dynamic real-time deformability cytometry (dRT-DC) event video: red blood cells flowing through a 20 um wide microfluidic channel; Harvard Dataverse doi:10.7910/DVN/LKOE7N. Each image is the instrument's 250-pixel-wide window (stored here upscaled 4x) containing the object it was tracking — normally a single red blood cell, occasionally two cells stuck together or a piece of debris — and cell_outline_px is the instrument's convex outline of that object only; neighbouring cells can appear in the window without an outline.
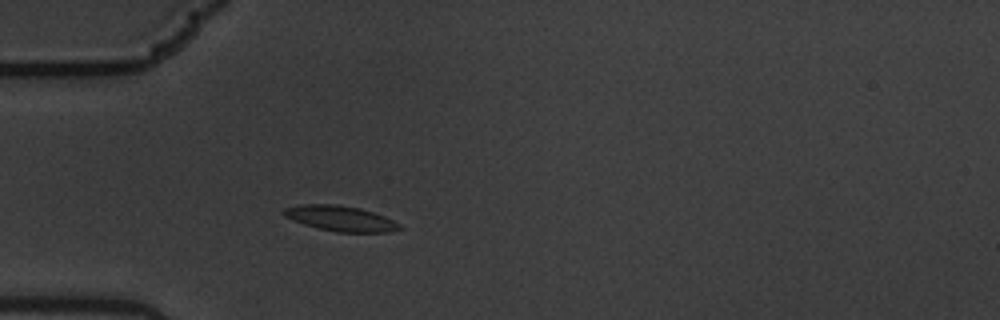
{"species": "common noctule bat (a hibernating species)", "species_latin": "Nyctalus noctula", "temperature_condition": "warm", "stored_images_in_passage": 4, "camera_frame_rate_fps": 3000, "um_per_image_px": 0.085, "animal": {"sex": "male", "body_mass_g": 19.5, "forearm_length_mm": 54.6}, "frame": {"image": 1, "passage_image": 4, "time_ms": 1.0, "image_size_px": [1000, 320], "cell_outline_px": [[400, 228], [388, 232], [336, 232], [304, 224], [284, 216], [280, 212], [284, 208], [300, 204], [336, 204], [360, 208], [376, 212], [400, 224]], "centroid_in_image_um": [28.91, 18.55], "position_along_channel_um": 56.1, "area_um2": 17.05}}